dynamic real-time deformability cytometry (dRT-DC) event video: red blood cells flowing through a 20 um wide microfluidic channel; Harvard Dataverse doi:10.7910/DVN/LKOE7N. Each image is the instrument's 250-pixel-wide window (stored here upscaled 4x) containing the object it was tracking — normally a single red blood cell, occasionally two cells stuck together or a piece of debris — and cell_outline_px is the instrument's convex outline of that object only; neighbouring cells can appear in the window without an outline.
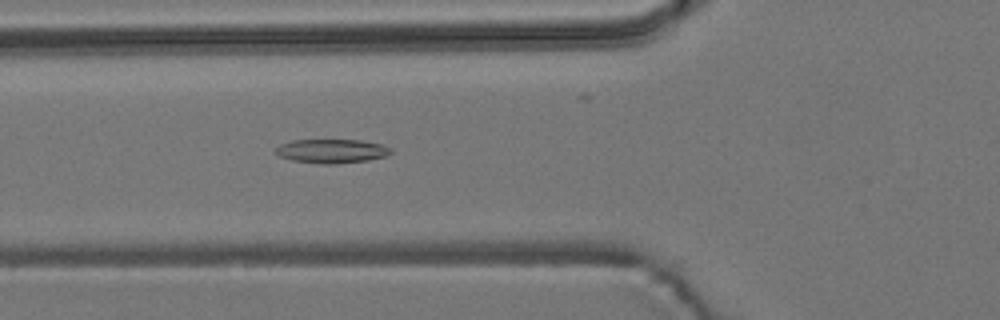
{"species": "common noctule bat (a hibernating species)", "species_latin": "Nyctalus noctula", "temperature_condition": "room temperature", "stored_images_in_passage": 6, "camera_frame_rate_fps": 3000, "um_per_image_px": 0.085, "animal": {"sex": "male", "body_mass_g": 19.2, "forearm_length_mm": 51.8}, "frame": {"image": 1, "passage_image": 6, "time_ms": 9.667, "image_size_px": [1000, 320], "cell_outline_px": [[392, 152], [388, 156], [368, 160], [336, 164], [320, 164], [292, 160], [280, 156], [276, 152], [276, 148], [280, 144], [292, 140], [360, 140], [384, 144], [392, 148]], "centroid_in_image_um": [28.25, 12.84], "position_along_channel_um": 97.5, "area_um2": 16.24}}